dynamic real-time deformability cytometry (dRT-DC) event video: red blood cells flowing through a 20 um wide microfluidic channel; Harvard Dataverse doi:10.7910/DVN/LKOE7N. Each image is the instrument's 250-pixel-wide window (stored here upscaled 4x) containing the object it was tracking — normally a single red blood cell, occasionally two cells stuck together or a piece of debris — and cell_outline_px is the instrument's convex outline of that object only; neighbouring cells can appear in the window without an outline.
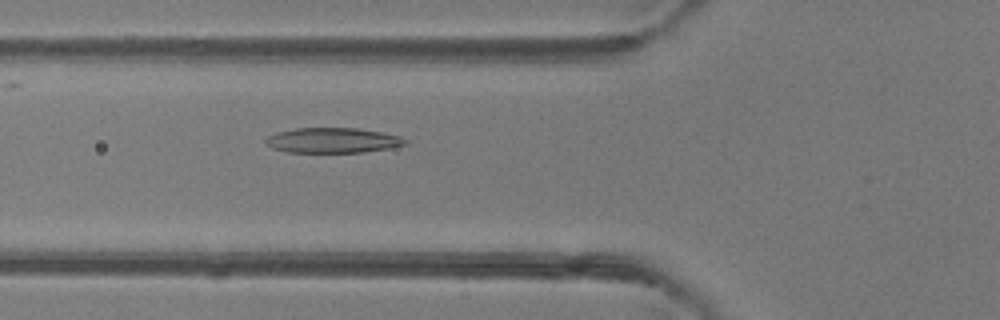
{"species": "common noctule bat (a hibernating species)", "species_latin": "Nyctalus noctula", "temperature_condition": "room temperature", "stored_images_in_passage": 37, "camera_frame_rate_fps": 3000, "um_per_image_px": 0.085, "animal": {"sex": "female"}, "frame": {"image": 1, "passage_image": 5, "time_ms": 1.333, "image_size_px": [1000, 320], "cell_outline_px": [[408, 144], [388, 148], [364, 152], [288, 152], [272, 148], [264, 140], [268, 136], [276, 132], [296, 128], [356, 128], [380, 132], [400, 136], [408, 140]], "centroid_in_image_um": [28.28, 11.93], "position_along_channel_um": 97.5, "area_um2": 20.35}}
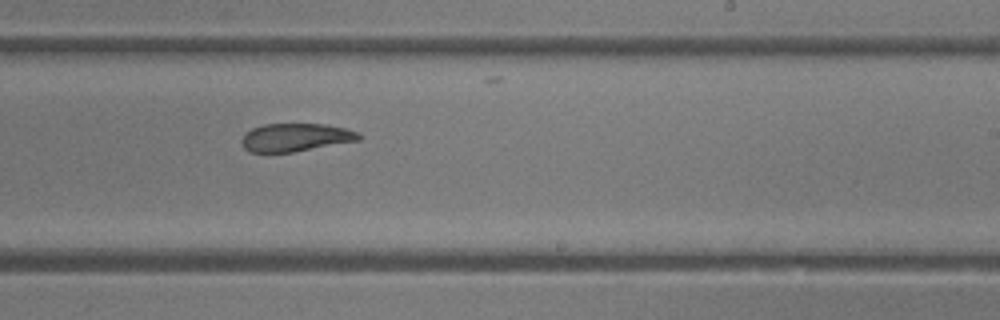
{"frame": {"image": 2, "passage_image": 17, "time_ms": 5.333, "image_size_px": [1000, 320], "cell_outline_px": [[360, 140], [292, 152], [252, 152], [244, 148], [240, 140], [252, 128], [264, 124], [324, 124], [344, 128], [360, 132]], "centroid_in_image_um": [25.13, 11.67], "position_along_channel_um": 263.9, "area_um2": 18.96}}
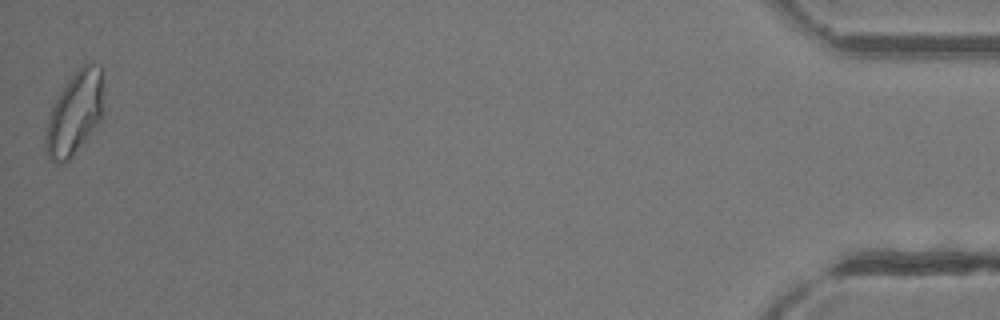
{"frame": {"image": 3, "passage_image": 36, "time_ms": 11.667, "image_size_px": [1000, 320], "cell_outline_px": [[104, 112], [100, 120], [72, 156], [68, 160], [60, 164], [56, 164], [48, 156], [44, 140], [44, 136], [48, 116], [60, 92], [68, 80], [84, 64], [92, 60], [100, 64], [104, 68]], "centroid_in_image_um": [6.41, 9.55], "position_along_channel_um": 428.8, "area_um2": 28.44}}